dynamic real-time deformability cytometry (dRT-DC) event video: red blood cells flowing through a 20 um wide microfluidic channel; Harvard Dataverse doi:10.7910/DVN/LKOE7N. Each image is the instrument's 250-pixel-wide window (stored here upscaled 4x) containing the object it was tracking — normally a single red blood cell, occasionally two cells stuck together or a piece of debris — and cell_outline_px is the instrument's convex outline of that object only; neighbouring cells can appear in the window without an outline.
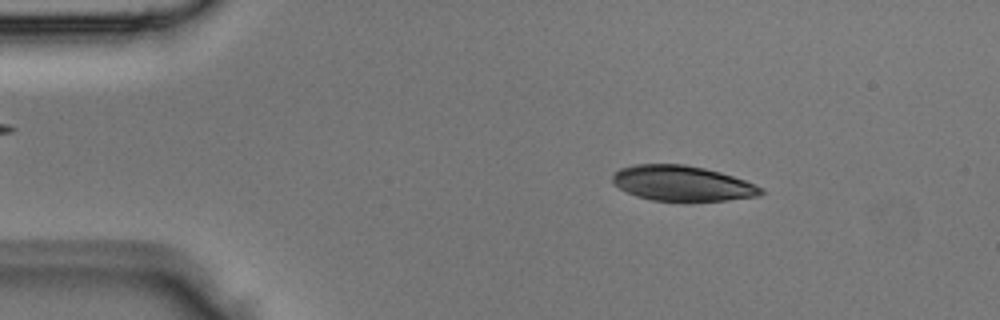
{"species": "Egyptian fruit bat (a non-hibernating species)", "species_latin": "Rousettus aegyptiacus", "temperature_condition": "room temperature", "stored_images_in_passage": 2, "camera_frame_rate_fps": 3000, "um_per_image_px": 0.085, "animal": {"sex": "male"}, "frame": {"image": 1, "passage_image": 1, "time_ms": 0.0, "image_size_px": [1000, 320], "cell_outline_px": [[764, 192], [756, 196], [728, 200], [652, 200], [636, 196], [612, 184], [612, 176], [620, 168], [632, 164], [684, 164], [704, 168], [720, 172], [756, 184], [764, 188]], "centroid_in_image_um": [57.97, 15.57], "position_along_channel_um": 27.0, "area_um2": 30.29}}